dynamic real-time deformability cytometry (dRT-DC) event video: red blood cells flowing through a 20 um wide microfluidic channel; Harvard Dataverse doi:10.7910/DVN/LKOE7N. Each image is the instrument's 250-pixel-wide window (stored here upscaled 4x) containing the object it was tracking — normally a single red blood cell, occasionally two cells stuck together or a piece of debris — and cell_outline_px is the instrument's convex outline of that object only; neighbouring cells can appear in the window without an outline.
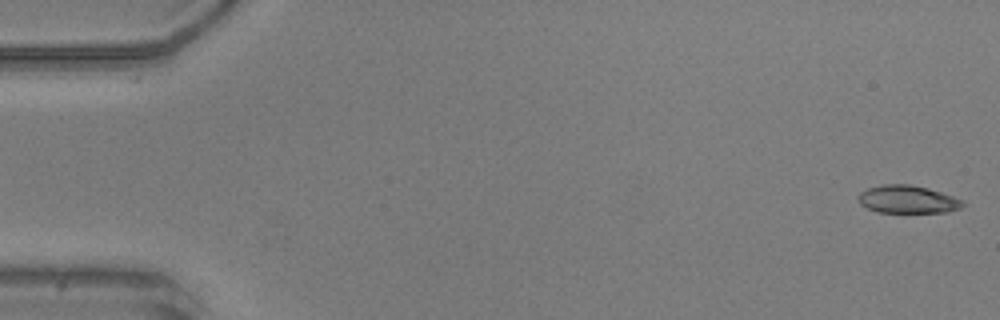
{"species": "common noctule bat (a hibernating species)", "species_latin": "Nyctalus noctula", "temperature_condition": "warm", "stored_images_in_passage": 51, "camera_frame_rate_fps": 3000, "um_per_image_px": 0.085, "animal": {"sex": "male", "body_mass_g": 20.5, "forearm_length_mm": 52.5}, "frame": {"image": 1, "passage_image": 1, "time_ms": 0.0, "image_size_px": [1000, 320], "cell_outline_px": [[964, 204], [960, 208], [948, 212], [876, 212], [860, 204], [860, 192], [868, 188], [884, 184], [908, 184], [928, 188], [964, 200]], "centroid_in_image_um": [77.17, 16.95], "position_along_channel_um": 7.8, "area_um2": 16.76}}
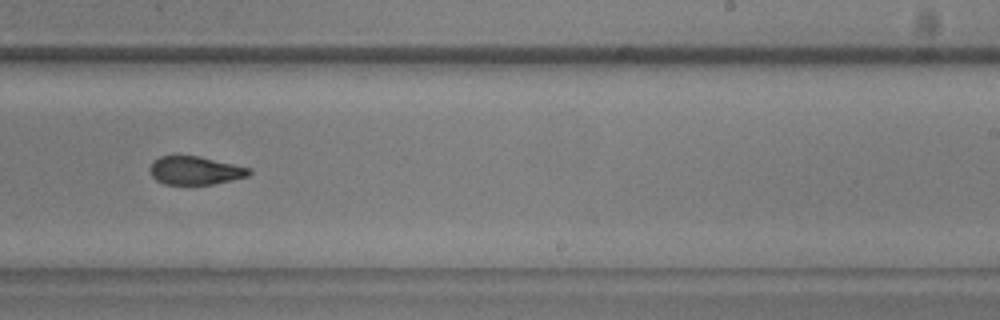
{"frame": {"image": 2, "passage_image": 32, "time_ms": 10.333, "image_size_px": [1000, 320], "cell_outline_px": [[252, 172], [248, 176], [232, 180], [212, 184], [164, 184], [156, 180], [152, 176], [152, 160], [160, 156], [200, 156], [252, 168]], "centroid_in_image_um": [16.64, 14.49], "position_along_channel_um": 272.4, "area_um2": 16.3}}
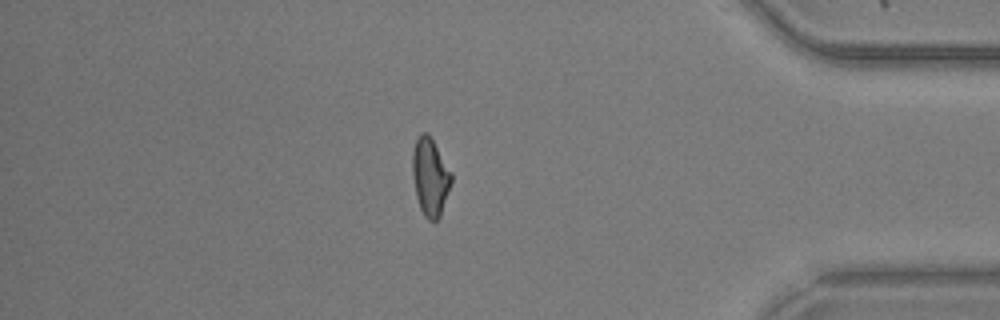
{"frame": {"image": 3, "passage_image": 44, "time_ms": 14.333, "image_size_px": [1000, 320], "cell_outline_px": [[452, 180], [440, 216], [436, 220], [428, 220], [424, 216], [420, 208], [416, 196], [412, 176], [412, 152], [416, 140], [420, 132], [428, 132], [452, 172]], "centroid_in_image_um": [36.55, 15.01], "position_along_channel_um": 398.6, "area_um2": 17.69}, "authors_computed_cell_mechanics": {"area_um2": 17.5134, "velocity_mm_per_s": 3.9785, "shape_relaxation_time_tau1_ms": 6.6184, "shape_relaxation_time_tau2_ms": 2.178, "deformation_change_tau1": 0.2188, "deformation_change_tau2": 0.0904}}